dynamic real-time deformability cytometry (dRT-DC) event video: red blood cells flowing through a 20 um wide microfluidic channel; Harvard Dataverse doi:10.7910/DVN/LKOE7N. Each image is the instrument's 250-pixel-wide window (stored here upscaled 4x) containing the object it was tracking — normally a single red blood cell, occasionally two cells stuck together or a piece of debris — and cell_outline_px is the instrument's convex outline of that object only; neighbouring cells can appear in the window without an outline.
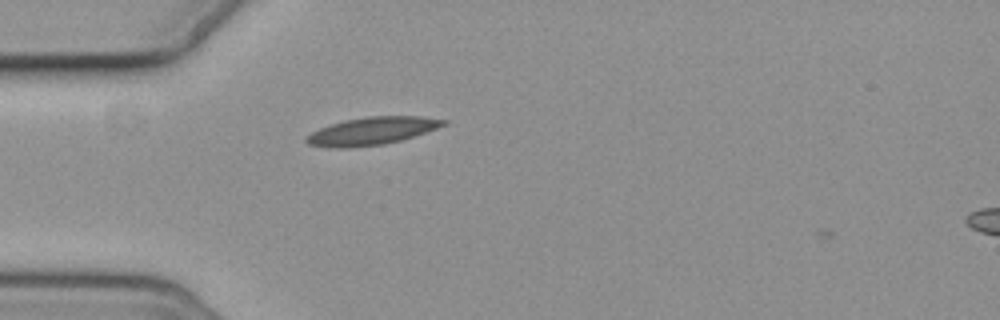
{"species": "common noctule bat (a hibernating species)", "species_latin": "Nyctalus noctula", "temperature_condition": "cold", "stored_images_in_passage": 1, "camera_frame_rate_fps": 3000, "um_per_image_px": 0.085, "animal": {"sex": "female", "body_mass_g": 19.3, "forearm_length_mm": 54.1}, "frame": {"image": 1, "passage_image": 1, "time_ms": 0.0, "image_size_px": [1000, 320], "cell_outline_px": [[448, 124], [400, 140], [384, 144], [344, 148], [328, 148], [308, 144], [304, 140], [304, 136], [320, 128], [344, 120], [368, 116], [424, 116], [448, 120]], "centroid_in_image_um": [31.58, 11.13], "position_along_channel_um": 53.4, "area_um2": 22.08}}